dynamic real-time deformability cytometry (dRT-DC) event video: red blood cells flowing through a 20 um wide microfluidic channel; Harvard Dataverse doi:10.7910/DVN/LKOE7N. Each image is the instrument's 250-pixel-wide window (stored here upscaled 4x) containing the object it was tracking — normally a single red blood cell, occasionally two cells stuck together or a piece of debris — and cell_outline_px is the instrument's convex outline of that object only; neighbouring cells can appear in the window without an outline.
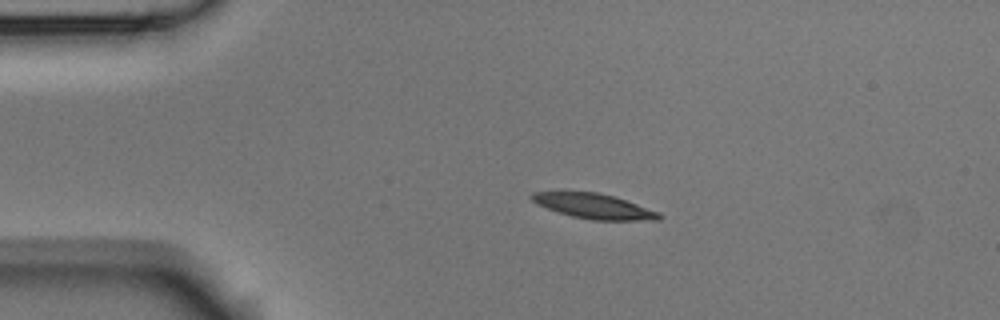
{"species": "Egyptian fruit bat (a non-hibernating species)", "species_latin": "Rousettus aegyptiacus", "temperature_condition": "room temperature", "stored_images_in_passage": 4, "camera_frame_rate_fps": 3000, "um_per_image_px": 0.085, "animal": {"sex": "male"}, "frame": {"image": 1, "passage_image": 3, "time_ms": 0.667, "image_size_px": [1000, 320], "cell_outline_px": [[664, 216], [660, 220], [592, 220], [572, 216], [536, 204], [528, 196], [532, 192], [596, 192], [612, 196], [660, 212]], "centroid_in_image_um": [50.5, 17.53], "position_along_channel_um": 34.5, "area_um2": 18.32}}